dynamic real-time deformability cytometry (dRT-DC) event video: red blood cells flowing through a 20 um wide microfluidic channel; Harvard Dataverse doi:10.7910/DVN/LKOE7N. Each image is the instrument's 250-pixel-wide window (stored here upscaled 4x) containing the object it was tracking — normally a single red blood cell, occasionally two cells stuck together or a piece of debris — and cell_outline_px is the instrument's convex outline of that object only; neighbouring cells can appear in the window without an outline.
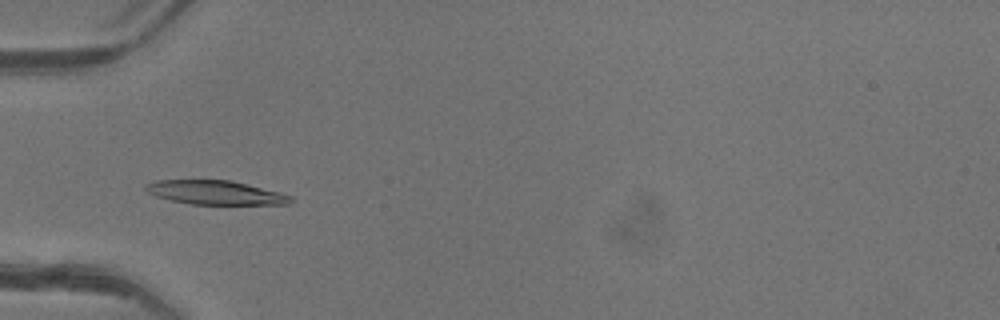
{"species": "common noctule bat (a hibernating species)", "species_latin": "Nyctalus noctula", "temperature_condition": "warm", "stored_images_in_passage": 48, "camera_frame_rate_fps": 3000, "um_per_image_px": 0.085, "animal": {"sex": "female"}, "frame": {"image": 1, "passage_image": 15, "time_ms": 4.667, "image_size_px": [1000, 320], "cell_outline_px": [[292, 204], [192, 204], [172, 200], [156, 196], [148, 192], [144, 188], [144, 184], [156, 180], [228, 180], [292, 196]], "centroid_in_image_um": [18.25, 16.37], "position_along_channel_um": 66.8, "area_um2": 19.83}}
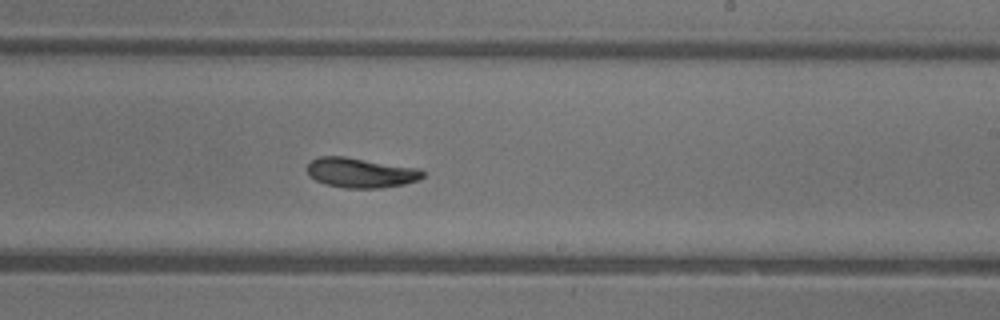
{"frame": {"image": 2, "passage_image": 29, "time_ms": 9.333, "image_size_px": [1000, 320], "cell_outline_px": [[424, 176], [420, 180], [404, 184], [380, 188], [344, 188], [324, 184], [308, 176], [308, 164], [312, 160], [320, 156], [344, 156], [420, 168], [424, 172]], "centroid_in_image_um": [30.68, 14.68], "position_along_channel_um": 258.3, "area_um2": 20.29}}
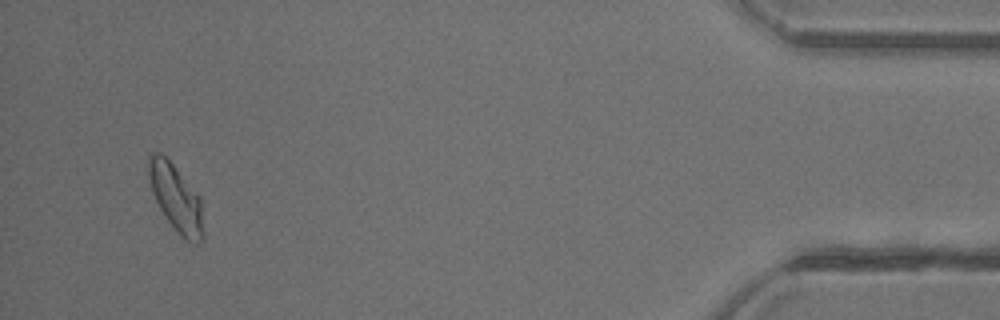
{"frame": {"image": 3, "passage_image": 46, "time_ms": 15.0, "image_size_px": [1000, 320], "cell_outline_px": [[204, 240], [200, 244], [192, 244], [184, 240], [180, 236], [168, 220], [160, 208], [152, 192], [148, 176], [148, 156], [152, 152], [160, 152], [172, 164], [200, 196], [204, 232]], "centroid_in_image_um": [14.98, 16.89], "position_along_channel_um": 420.2, "area_um2": 21.44}, "authors_computed_cell_mechanics": {"area_um2": 20.3167, "velocity_mm_per_s": 4.1395, "shape_relaxation_time_tau1_ms": 5.4, "shape_relaxation_time_tau2_ms": 10.5408, "deformation_change_tau1": 0.1699, "deformation_change_tau2": 0.1759}}